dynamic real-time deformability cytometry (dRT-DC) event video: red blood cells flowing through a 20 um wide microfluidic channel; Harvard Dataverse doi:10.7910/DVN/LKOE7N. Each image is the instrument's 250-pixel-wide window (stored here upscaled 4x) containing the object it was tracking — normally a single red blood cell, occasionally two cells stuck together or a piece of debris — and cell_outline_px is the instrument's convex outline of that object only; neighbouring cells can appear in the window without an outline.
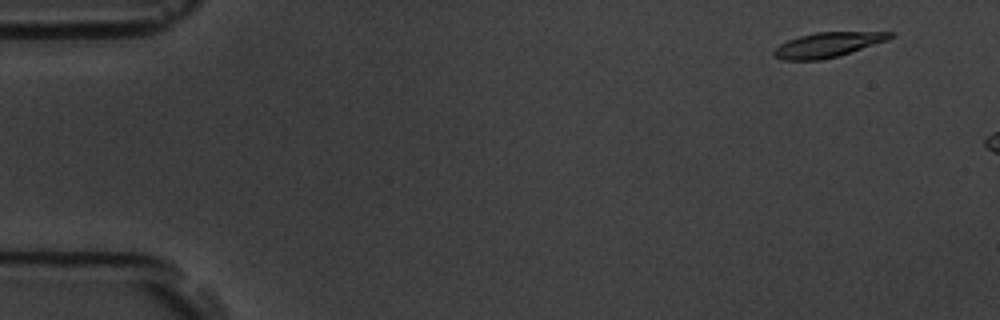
{"species": "common noctule bat (a hibernating species)", "species_latin": "Nyctalus noctula", "temperature_condition": "room temperature", "stored_images_in_passage": 8, "camera_frame_rate_fps": 3000, "um_per_image_px": 0.085, "animal": {"sex": "male", "body_mass_g": 19.5, "forearm_length_mm": 54.6}, "frame": {"image": 1, "passage_image": 3, "time_ms": 0.667, "image_size_px": [1000, 320], "cell_outline_px": [[892, 36], [888, 40], [840, 56], [820, 60], [784, 60], [776, 56], [772, 52], [780, 44], [788, 40], [800, 36], [816, 32], [892, 32]], "centroid_in_image_um": [70.36, 3.81], "position_along_channel_um": 14.6, "area_um2": 16.65}}